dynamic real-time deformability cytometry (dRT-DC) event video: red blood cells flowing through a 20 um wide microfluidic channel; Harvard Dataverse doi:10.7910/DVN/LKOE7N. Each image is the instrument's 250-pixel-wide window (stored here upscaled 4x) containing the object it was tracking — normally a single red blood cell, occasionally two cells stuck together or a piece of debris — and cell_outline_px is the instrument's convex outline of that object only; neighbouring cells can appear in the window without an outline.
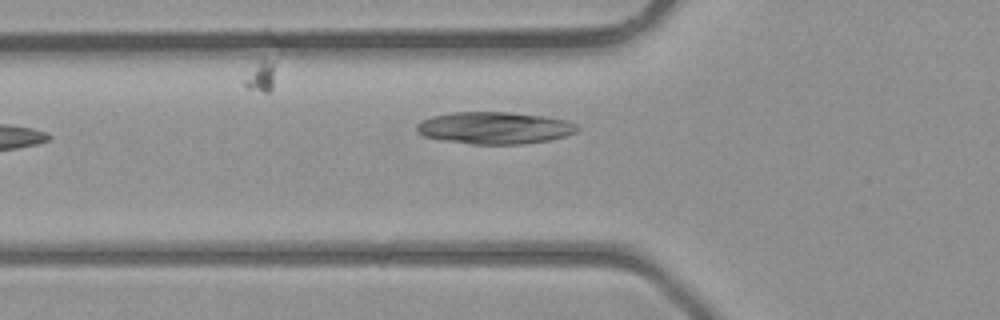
{"species": "common noctule bat (a hibernating species)", "species_latin": "Nyctalus noctula", "temperature_condition": "room temperature", "stored_images_in_passage": 4, "camera_frame_rate_fps": 3000, "um_per_image_px": 0.085, "animal": {"sex": "male", "body_mass_g": 23.1, "forearm_length_mm": 52.7}, "frame": {"image": 1, "passage_image": 4, "time_ms": 3.333, "image_size_px": [1000, 320], "cell_outline_px": [[580, 128], [576, 132], [564, 136], [548, 140], [524, 144], [472, 144], [444, 140], [424, 136], [416, 128], [416, 124], [432, 116], [448, 112], [508, 112], [544, 116], [568, 120], [576, 124]], "centroid_in_image_um": [42.07, 10.86], "position_along_channel_um": 83.7, "area_um2": 29.94}}